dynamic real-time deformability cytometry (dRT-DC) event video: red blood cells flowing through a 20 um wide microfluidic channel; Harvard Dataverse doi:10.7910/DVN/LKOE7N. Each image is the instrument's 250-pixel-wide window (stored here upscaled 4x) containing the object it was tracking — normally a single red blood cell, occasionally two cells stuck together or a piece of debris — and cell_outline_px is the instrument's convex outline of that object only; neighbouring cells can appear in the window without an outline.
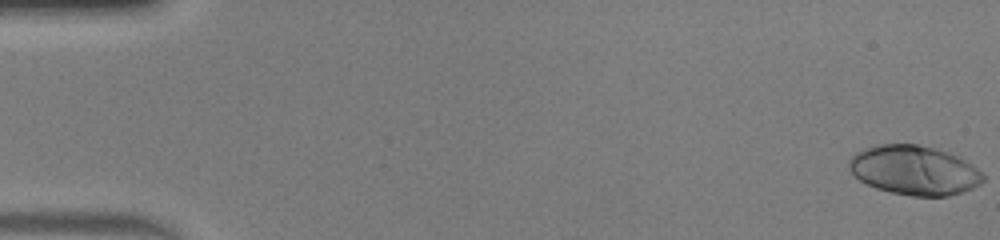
{"species": "human", "species_latin": "Homo sapiens", "temperature_condition": "warm", "stored_images_in_passage": 51, "camera_frame_rate_fps": 3000, "um_per_image_px": 0.085, "donor": {"sex": "male"}, "frame": {"image": 1, "passage_image": 1, "time_ms": 0.0, "image_size_px": [1000, 240], "cell_outline_px": [[984, 180], [980, 184], [972, 188], [948, 196], [912, 196], [892, 192], [876, 188], [860, 180], [848, 168], [848, 160], [856, 152], [864, 148], [876, 144], [916, 144], [948, 152], [972, 164], [984, 176]], "centroid_in_image_um": [77.69, 14.47], "position_along_channel_um": 7.3, "area_um2": 38.32}}
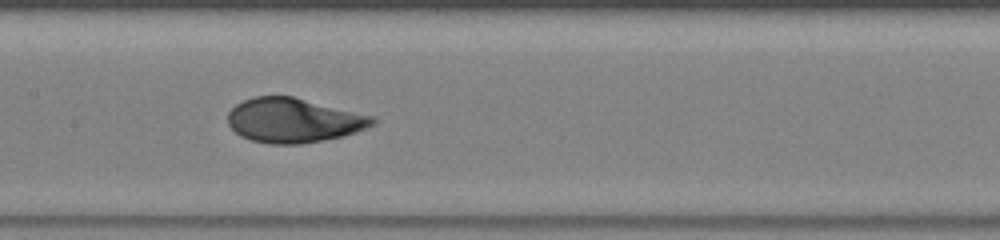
{"frame": {"image": 2, "passage_image": 26, "time_ms": 8.333, "image_size_px": [1000, 240], "cell_outline_px": [[376, 124], [344, 136], [300, 144], [272, 144], [252, 140], [240, 136], [228, 124], [228, 112], [236, 104], [244, 100], [256, 96], [292, 96], [372, 116], [376, 120]], "centroid_in_image_um": [24.94, 10.23], "position_along_channel_um": 182.5, "area_um2": 37.17}}
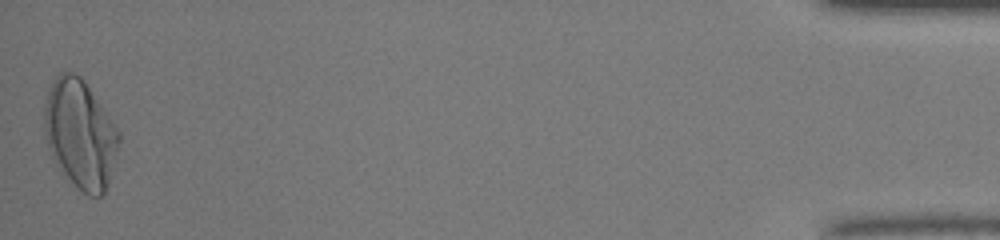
{"frame": {"image": 3, "passage_image": 51, "time_ms": 16.667, "image_size_px": [1000, 240], "cell_outline_px": [[120, 140], [104, 196], [88, 196], [56, 164], [48, 148], [44, 132], [44, 104], [52, 80], [60, 72], [72, 72], [80, 76], [84, 80], [120, 132]], "centroid_in_image_um": [6.8, 11.35], "position_along_channel_um": 428.4, "area_um2": 46.7}, "authors_computed_cell_mechanics": {"area_um2": 37.6856, "velocity_mm_per_s": 4.0721, "shape_relaxation_time_tau1_ms": 5.2334, "shape_relaxation_time_tau2_ms": null, "deformation_change_tau1": 0.2591, "deformation_change_tau2": null}}